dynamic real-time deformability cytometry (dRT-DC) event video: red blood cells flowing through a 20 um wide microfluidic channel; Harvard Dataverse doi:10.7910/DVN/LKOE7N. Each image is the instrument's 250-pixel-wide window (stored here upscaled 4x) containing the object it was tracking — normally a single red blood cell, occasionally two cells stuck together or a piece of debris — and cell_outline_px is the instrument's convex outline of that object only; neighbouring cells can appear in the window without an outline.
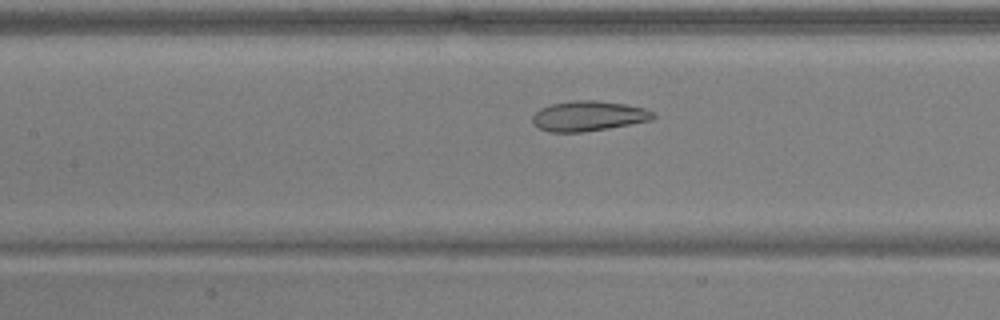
{"species": "common noctule bat (a hibernating species)", "species_latin": "Nyctalus noctula", "temperature_condition": "warm", "stored_images_in_passage": 48, "camera_frame_rate_fps": 3000, "um_per_image_px": 0.085, "animal": {"sex": "male", "body_mass_g": 17.9, "forearm_length_mm": 54.2}, "frame": {"image": 1, "passage_image": 20, "time_ms": 6.333, "image_size_px": [1000, 320], "cell_outline_px": [[656, 116], [652, 120], [608, 128], [584, 132], [548, 132], [540, 128], [532, 120], [532, 116], [540, 108], [552, 104], [572, 100], [596, 100], [624, 104], [644, 108], [656, 112]], "centroid_in_image_um": [50.04, 9.86], "position_along_channel_um": 157.4, "area_um2": 21.15}}
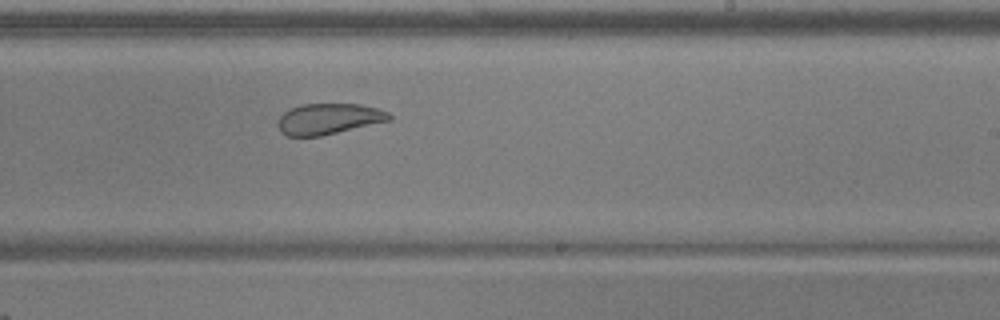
{"frame": {"image": 2, "passage_image": 28, "time_ms": 9.0, "image_size_px": [1000, 320], "cell_outline_px": [[392, 120], [320, 136], [288, 136], [280, 132], [276, 124], [280, 116], [284, 112], [300, 104], [360, 104], [376, 108], [388, 112], [392, 116]], "centroid_in_image_um": [27.92, 10.1], "position_along_channel_um": 261.1, "area_um2": 20.06}}
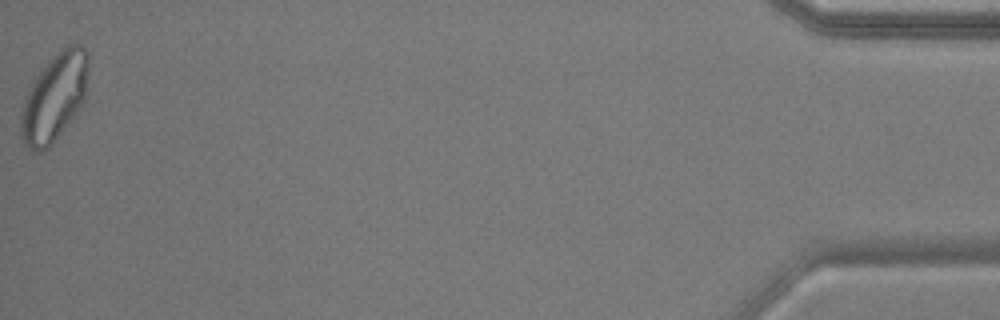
{"frame": {"image": 3, "passage_image": 48, "time_ms": 15.667, "image_size_px": [1000, 320], "cell_outline_px": [[88, 72], [84, 100], [76, 112], [52, 144], [48, 148], [40, 152], [36, 152], [28, 148], [24, 144], [20, 136], [20, 112], [24, 100], [36, 76], [48, 60], [60, 48], [68, 44], [80, 44], [88, 52]], "centroid_in_image_um": [4.61, 8.26], "position_along_channel_um": 430.6, "area_um2": 34.51}, "authors_computed_cell_mechanics": {"area_um2": 25.6632, "velocity_mm_per_s": 3.9014, "shape_relaxation_time_tau1_ms": 8.6551, "shape_relaxation_time_tau2_ms": 1.507, "deformation_change_tau1": 0.1809, "deformation_change_tau2": 0.0897}}